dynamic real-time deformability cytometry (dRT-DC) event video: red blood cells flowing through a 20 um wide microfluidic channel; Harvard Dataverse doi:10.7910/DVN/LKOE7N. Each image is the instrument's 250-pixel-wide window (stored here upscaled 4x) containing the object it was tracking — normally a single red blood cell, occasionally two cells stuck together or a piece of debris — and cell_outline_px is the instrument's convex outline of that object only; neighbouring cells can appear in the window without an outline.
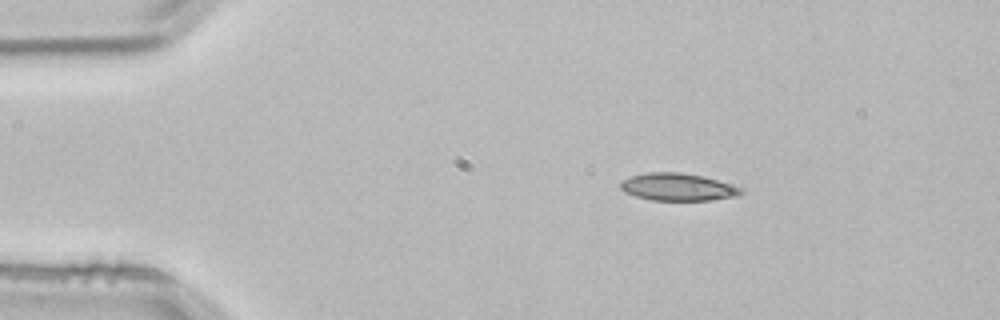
{"species": "common noctule bat (a hibernating species)", "species_latin": "Nyctalus noctula", "temperature_condition": "room temperature", "stored_images_in_passage": 2, "camera_frame_rate_fps": 3000, "um_per_image_px": 0.085, "animal": {"sex": "male", "body_mass_g": 21.5, "forearm_length_mm": 52.0}, "frame": {"image": 1, "passage_image": 1, "time_ms": 0.0, "image_size_px": [1000, 320], "cell_outline_px": [[744, 192], [740, 196], [712, 200], [652, 200], [636, 196], [624, 192], [620, 188], [620, 180], [632, 176], [648, 172], [680, 172], [700, 176], [716, 180], [744, 188]], "centroid_in_image_um": [57.62, 15.9], "position_along_channel_um": 27.4, "area_um2": 19.31}}